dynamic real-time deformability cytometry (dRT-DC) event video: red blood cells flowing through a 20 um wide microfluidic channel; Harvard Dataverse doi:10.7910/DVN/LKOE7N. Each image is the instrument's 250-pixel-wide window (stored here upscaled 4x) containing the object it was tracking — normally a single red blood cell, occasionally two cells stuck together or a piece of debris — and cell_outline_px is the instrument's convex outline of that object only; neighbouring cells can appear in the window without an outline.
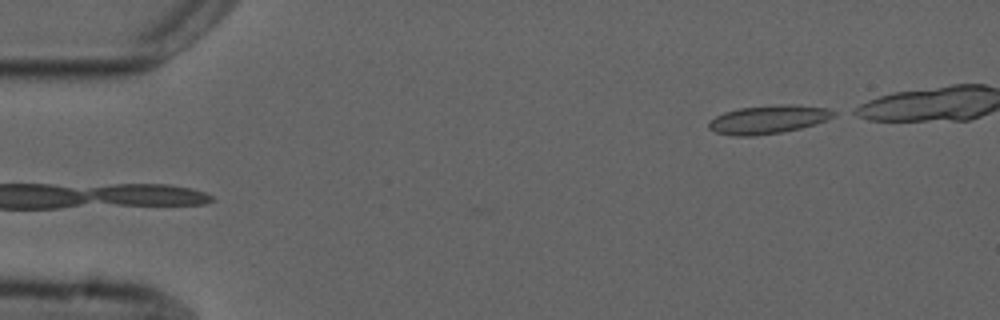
{"species": "common noctule bat (a hibernating species)", "species_latin": "Nyctalus noctula", "temperature_condition": "cold", "stored_images_in_passage": 5, "camera_frame_rate_fps": 3000, "um_per_image_px": 0.085, "animal": {"sex": "male", "forearm_length_mm": 52.5}, "frame": {"image": 1, "passage_image": 5, "time_ms": 5.333, "image_size_px": [1000, 320], "cell_outline_px": [[836, 116], [828, 120], [816, 124], [800, 128], [780, 132], [756, 136], [732, 136], [716, 132], [708, 128], [708, 124], [716, 116], [724, 112], [740, 108], [780, 104], [792, 104], [828, 108], [836, 112]], "centroid_in_image_um": [65.34, 10.15], "position_along_channel_um": 19.7, "area_um2": 20.75}}